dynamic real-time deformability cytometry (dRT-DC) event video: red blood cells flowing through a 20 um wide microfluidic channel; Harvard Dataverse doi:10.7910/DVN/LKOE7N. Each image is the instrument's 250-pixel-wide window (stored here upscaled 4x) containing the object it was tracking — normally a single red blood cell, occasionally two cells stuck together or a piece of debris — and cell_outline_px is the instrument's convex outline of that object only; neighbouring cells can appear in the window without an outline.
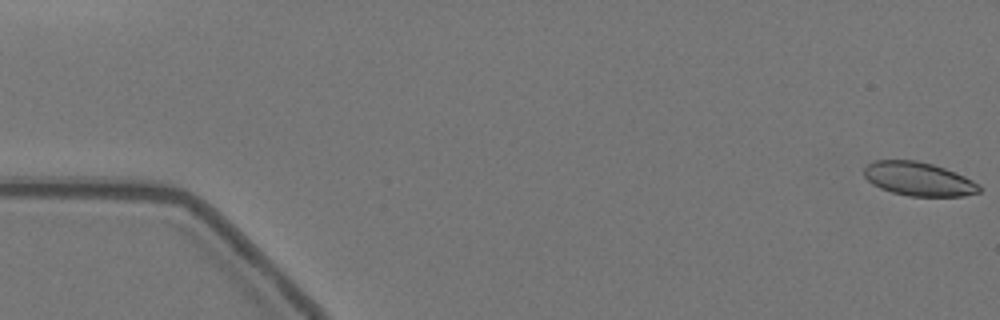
{"species": "Egyptian fruit bat (a non-hibernating species)", "species_latin": "Rousettus aegyptiacus", "temperature_condition": "warm", "stored_images_in_passage": 59, "segment_of_instrument_passage": [1, 2], "camera_frame_rate_fps": 3000, "um_per_image_px": 0.085, "animal": {"sex": "female"}, "frame": {"image": 1, "passage_image": 1, "time_ms": 0.0, "image_size_px": [1000, 320], "cell_outline_px": [[984, 188], [980, 192], [964, 196], [908, 196], [892, 192], [880, 188], [872, 184], [864, 176], [864, 168], [868, 164], [876, 160], [916, 160], [932, 164], [956, 172], [980, 184]], "centroid_in_image_um": [78.11, 15.22], "position_along_channel_um": 6.9, "area_um2": 22.77}}
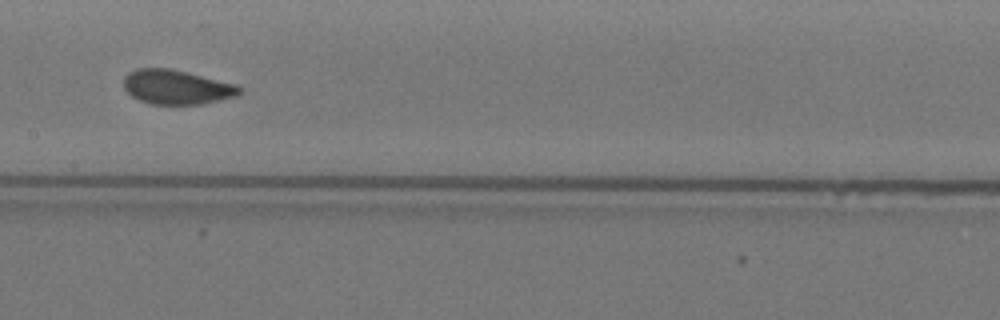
{"frame": {"image": 2, "passage_image": 29, "time_ms": 9.333, "image_size_px": [1000, 320], "cell_outline_px": [[240, 92], [236, 96], [200, 104], [152, 104], [140, 100], [132, 96], [124, 88], [124, 76], [128, 72], [136, 68], [168, 68], [236, 84], [240, 88]], "centroid_in_image_um": [14.96, 7.4], "position_along_channel_um": 192.4, "area_um2": 22.89}}
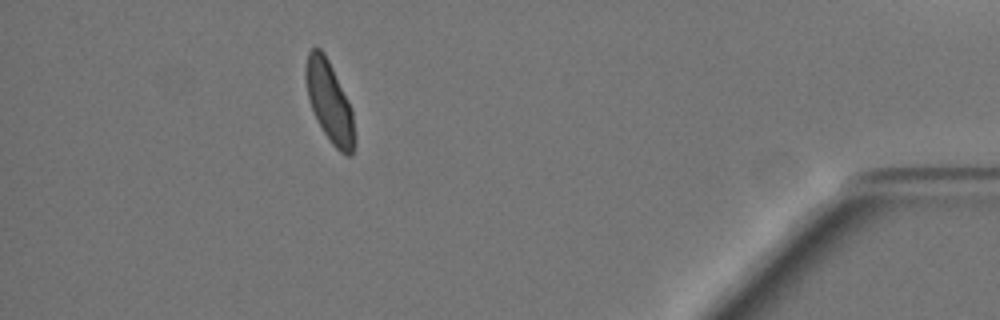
{"frame": {"image": 3, "passage_image": 52, "time_ms": 17.0, "image_size_px": [1000, 320], "cell_outline_px": [[356, 144], [352, 156], [348, 156], [340, 152], [332, 144], [316, 120], [308, 100], [304, 76], [304, 68], [308, 52], [312, 48], [320, 48], [324, 52], [352, 108], [356, 136]], "centroid_in_image_um": [28.01, 8.69], "position_along_channel_um": 407.2, "area_um2": 23.35}}